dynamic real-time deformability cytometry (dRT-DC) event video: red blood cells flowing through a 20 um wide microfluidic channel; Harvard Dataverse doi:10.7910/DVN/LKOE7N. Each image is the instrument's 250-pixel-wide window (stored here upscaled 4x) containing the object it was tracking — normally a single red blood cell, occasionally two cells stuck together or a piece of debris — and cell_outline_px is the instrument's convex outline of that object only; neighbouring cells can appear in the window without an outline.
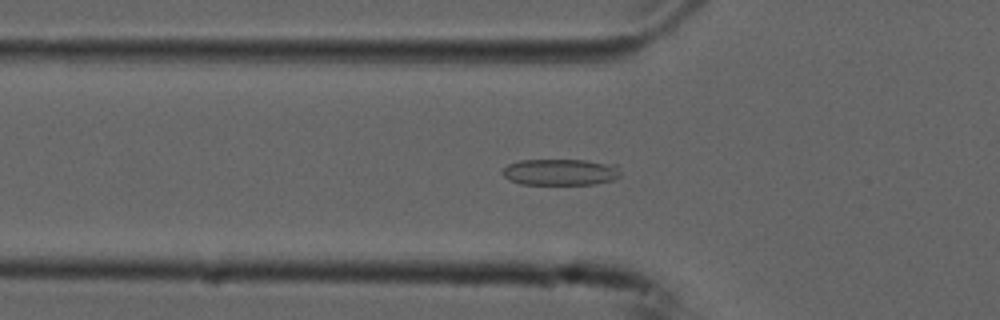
{"species": "common noctule bat (a hibernating species)", "species_latin": "Nyctalus noctula", "temperature_condition": "cold", "stored_images_in_passage": 53, "camera_frame_rate_fps": 3000, "um_per_image_px": 0.085, "animal": {"sex": "male", "forearm_length_mm": 52.5}, "frame": {"image": 1, "passage_image": 17, "time_ms": 5.333, "image_size_px": [1000, 320], "cell_outline_px": [[620, 176], [612, 180], [596, 184], [520, 184], [508, 180], [500, 172], [508, 164], [520, 160], [584, 160], [616, 164], [620, 172]], "centroid_in_image_um": [47.62, 14.63], "position_along_channel_um": 78.2, "area_um2": 18.26}}
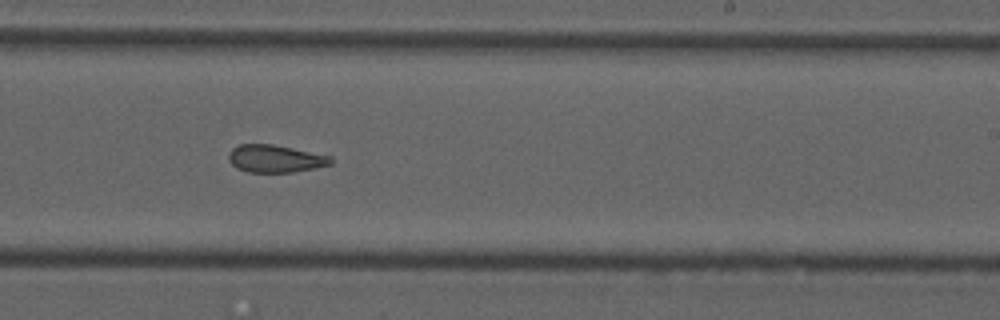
{"frame": {"image": 2, "passage_image": 32, "time_ms": 10.333, "image_size_px": [1000, 320], "cell_outline_px": [[332, 164], [316, 168], [292, 172], [248, 172], [236, 168], [228, 160], [228, 152], [232, 148], [240, 144], [272, 144], [332, 156]], "centroid_in_image_um": [23.38, 13.49], "position_along_channel_um": 265.6, "area_um2": 16.47}}
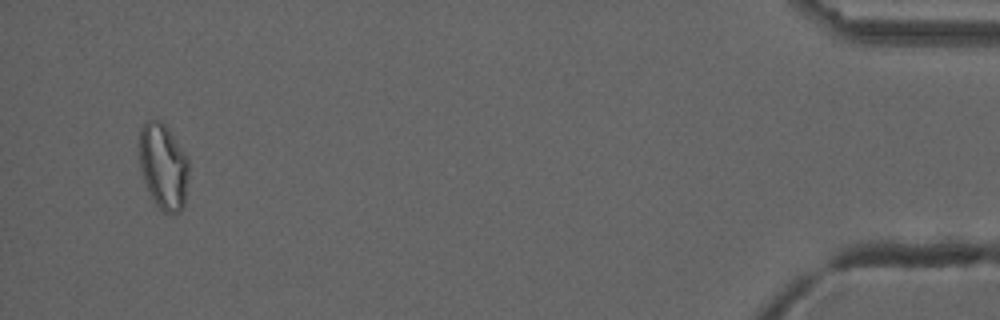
{"frame": {"image": 3, "passage_image": 51, "time_ms": 16.667, "image_size_px": [1000, 320], "cell_outline_px": [[188, 176], [184, 204], [180, 212], [172, 216], [164, 212], [156, 204], [148, 192], [140, 168], [140, 128], [144, 120], [160, 120], [168, 128], [184, 152], [188, 160]], "centroid_in_image_um": [13.88, 14.16], "position_along_channel_um": 421.3, "area_um2": 24.8}, "authors_computed_cell_mechanics": {"area_um2": 18.6116, "velocity_mm_per_s": 3.7437, "shape_relaxation_time_tau1_ms": null, "shape_relaxation_time_tau2_ms": 2.5748, "deformation_change_tau1": null, "deformation_change_tau2": 0.098}}